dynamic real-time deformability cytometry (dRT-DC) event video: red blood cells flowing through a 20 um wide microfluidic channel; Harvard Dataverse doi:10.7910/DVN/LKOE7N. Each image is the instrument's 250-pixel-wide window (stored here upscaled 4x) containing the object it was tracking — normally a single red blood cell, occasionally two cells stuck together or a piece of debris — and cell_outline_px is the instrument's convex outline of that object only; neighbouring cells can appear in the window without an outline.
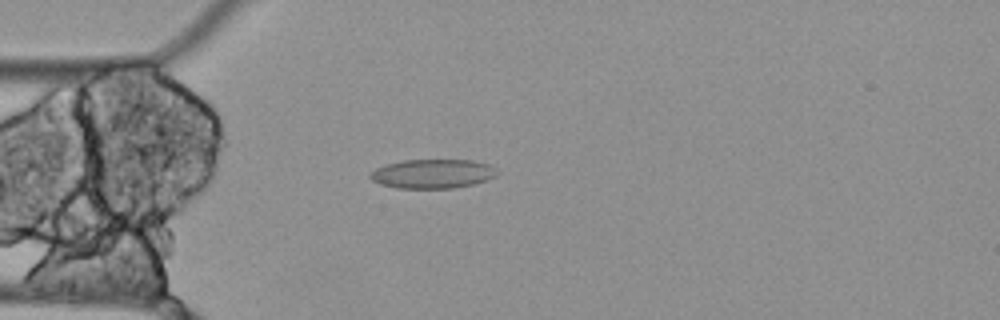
{"species": "Egyptian fruit bat (a non-hibernating species)", "species_latin": "Rousettus aegyptiacus", "temperature_condition": "cold", "stored_images_in_passage": 48, "camera_frame_rate_fps": 3000, "um_per_image_px": 0.085, "animal": {"sex": "female"}, "frame": {"image": 1, "passage_image": 7, "time_ms": 2.0, "image_size_px": [1000, 320], "cell_outline_px": [[500, 172], [496, 176], [488, 180], [472, 184], [452, 188], [396, 188], [380, 184], [372, 180], [368, 176], [376, 168], [384, 164], [404, 160], [472, 160], [488, 164], [496, 168]], "centroid_in_image_um": [36.79, 14.77], "position_along_channel_um": 48.2, "area_um2": 21.68}}
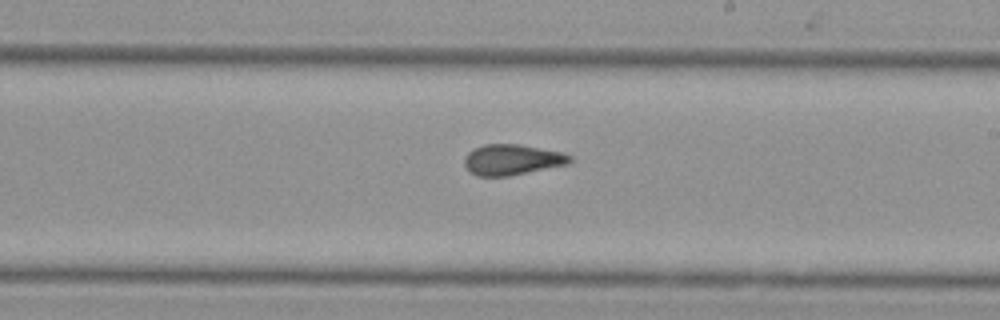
{"frame": {"image": 2, "passage_image": 24, "time_ms": 7.667, "image_size_px": [1000, 320], "cell_outline_px": [[572, 160], [568, 164], [508, 176], [476, 176], [464, 164], [464, 156], [472, 148], [484, 144], [520, 144], [564, 152], [572, 156]], "centroid_in_image_um": [43.53, 13.56], "position_along_channel_um": 245.5, "area_um2": 18.96}}
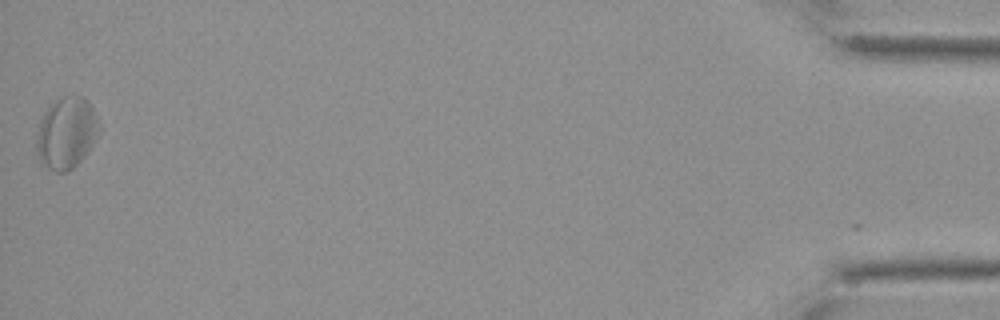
{"frame": {"image": 3, "passage_image": 48, "time_ms": 15.667, "image_size_px": [1000, 320], "cell_outline_px": [[100, 128], [88, 152], [68, 172], [56, 172], [40, 164], [36, 148], [36, 140], [40, 120], [48, 104], [52, 100], [60, 96], [84, 96], [88, 100], [100, 124]], "centroid_in_image_um": [5.62, 11.28], "position_along_channel_um": 429.6, "area_um2": 26.36}, "authors_computed_cell_mechanics": {"area_um2": 20.23, "velocity_mm_per_s": 3.4743, "shape_relaxation_time_tau1_ms": null, "shape_relaxation_time_tau2_ms": 5.4933, "deformation_change_tau1": null, "deformation_change_tau2": 0.0894}}